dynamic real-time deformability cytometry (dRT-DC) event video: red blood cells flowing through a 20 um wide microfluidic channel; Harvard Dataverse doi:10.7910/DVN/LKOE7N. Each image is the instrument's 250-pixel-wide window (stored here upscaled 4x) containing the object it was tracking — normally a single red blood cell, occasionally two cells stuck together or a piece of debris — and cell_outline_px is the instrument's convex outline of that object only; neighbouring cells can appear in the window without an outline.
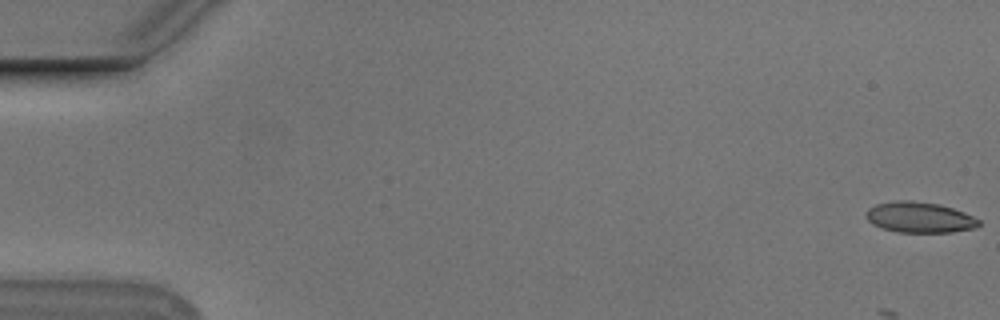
{"species": "Egyptian fruit bat (a non-hibernating species)", "species_latin": "Rousettus aegyptiacus", "temperature_condition": "cold", "stored_images_in_passage": 50, "camera_frame_rate_fps": 3000, "um_per_image_px": 0.085, "animal": {"sex": "male"}, "frame": {"image": 1, "passage_image": 1, "time_ms": 0.0, "image_size_px": [1000, 320], "cell_outline_px": [[980, 224], [972, 228], [952, 232], [896, 232], [872, 224], [868, 220], [864, 212], [868, 208], [876, 204], [896, 200], [912, 200], [940, 204], [964, 212], [980, 220]], "centroid_in_image_um": [78.13, 18.46], "position_along_channel_um": 6.9, "area_um2": 20.17}}
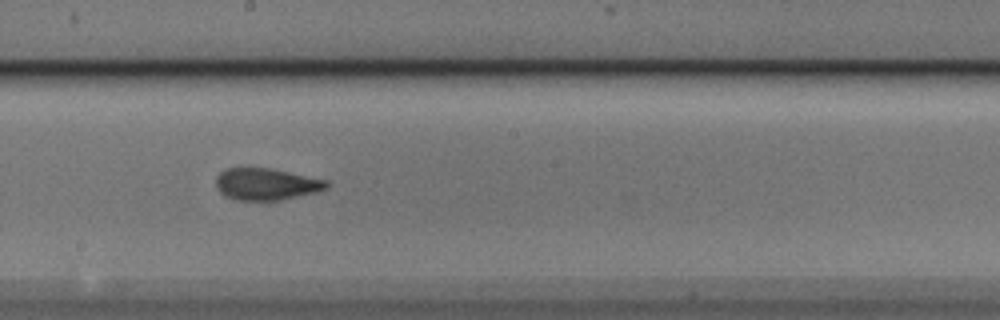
{"frame": {"image": 2, "passage_image": 31, "time_ms": 10.0, "image_size_px": [1000, 320], "cell_outline_px": [[328, 188], [316, 192], [280, 200], [236, 200], [224, 196], [216, 188], [216, 176], [224, 168], [272, 168], [328, 180]], "centroid_in_image_um": [22.61, 15.64], "position_along_channel_um": 225.6, "area_um2": 20.69}}
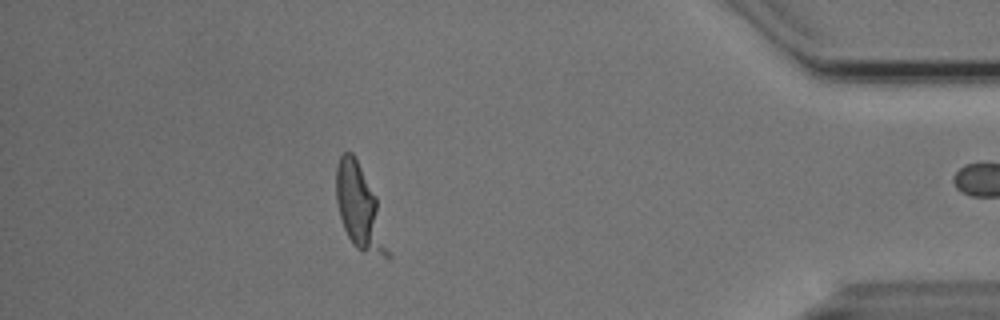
{"frame": {"image": 3, "passage_image": 49, "time_ms": 16.0, "image_size_px": [1000, 320], "cell_outline_px": [[392, 256], [388, 260], [360, 252], [352, 244], [344, 228], [340, 216], [336, 200], [336, 164], [340, 156], [344, 152], [352, 152], [376, 196]], "centroid_in_image_um": [30.6, 17.77], "position_along_channel_um": 404.6, "area_um2": 25.49}}